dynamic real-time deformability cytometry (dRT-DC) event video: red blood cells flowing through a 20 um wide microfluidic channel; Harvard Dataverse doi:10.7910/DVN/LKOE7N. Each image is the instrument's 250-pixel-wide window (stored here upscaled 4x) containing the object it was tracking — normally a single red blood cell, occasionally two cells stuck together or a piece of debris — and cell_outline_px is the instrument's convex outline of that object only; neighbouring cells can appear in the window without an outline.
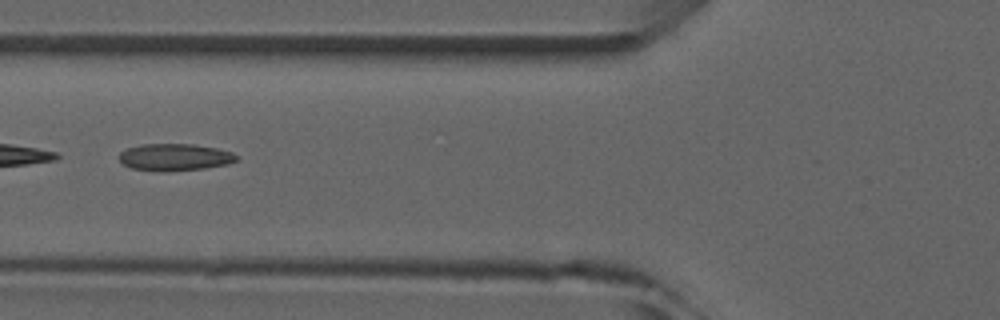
{"species": "common noctule bat (a hibernating species)", "species_latin": "Nyctalus noctula", "temperature_condition": "room temperature", "stored_images_in_passage": 3, "camera_frame_rate_fps": 3000, "um_per_image_px": 0.085, "animal": {"sex": "male", "forearm_length_mm": 52.5}, "frame": {"image": 1, "passage_image": 3, "time_ms": 2.0, "image_size_px": [1000, 320], "cell_outline_px": [[240, 160], [228, 164], [204, 168], [164, 172], [132, 168], [124, 164], [120, 160], [120, 152], [128, 148], [144, 144], [192, 144], [216, 148], [232, 152]], "centroid_in_image_um": [14.89, 13.36], "position_along_channel_um": 110.9, "area_um2": 18.38}}